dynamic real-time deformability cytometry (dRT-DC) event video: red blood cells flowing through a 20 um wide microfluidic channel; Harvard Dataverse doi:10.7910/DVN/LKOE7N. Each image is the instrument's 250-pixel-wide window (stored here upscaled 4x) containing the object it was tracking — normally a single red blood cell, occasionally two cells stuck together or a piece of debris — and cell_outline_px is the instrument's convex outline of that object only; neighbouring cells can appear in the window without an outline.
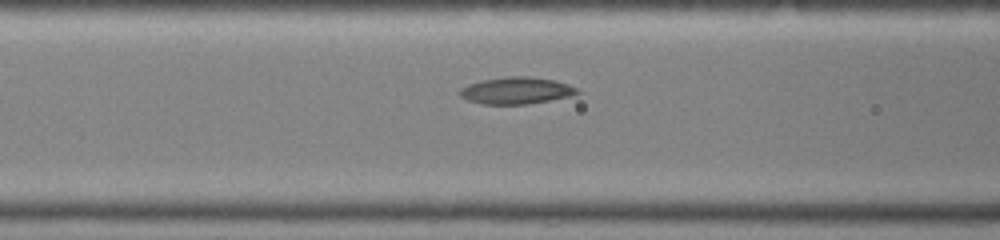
{"species": "common noctule bat (a hibernating species)", "species_latin": "Nyctalus noctula", "temperature_condition": "warm", "stored_images_in_passage": 9, "camera_frame_rate_fps": 3000, "um_per_image_px": 0.085, "animal": {"sex": "female", "body_mass_g": 19.0, "forearm_length_mm": 51.5}, "frame": {"image": 1, "passage_image": 8, "time_ms": 2.333, "image_size_px": [1000, 240], "cell_outline_px": [[580, 92], [568, 96], [528, 104], [484, 104], [468, 100], [460, 96], [456, 92], [460, 88], [468, 84], [480, 80], [504, 76], [528, 76], [556, 80], [568, 84], [576, 88]], "centroid_in_image_um": [43.82, 7.68], "position_along_channel_um": 122.8, "area_um2": 18.44}}